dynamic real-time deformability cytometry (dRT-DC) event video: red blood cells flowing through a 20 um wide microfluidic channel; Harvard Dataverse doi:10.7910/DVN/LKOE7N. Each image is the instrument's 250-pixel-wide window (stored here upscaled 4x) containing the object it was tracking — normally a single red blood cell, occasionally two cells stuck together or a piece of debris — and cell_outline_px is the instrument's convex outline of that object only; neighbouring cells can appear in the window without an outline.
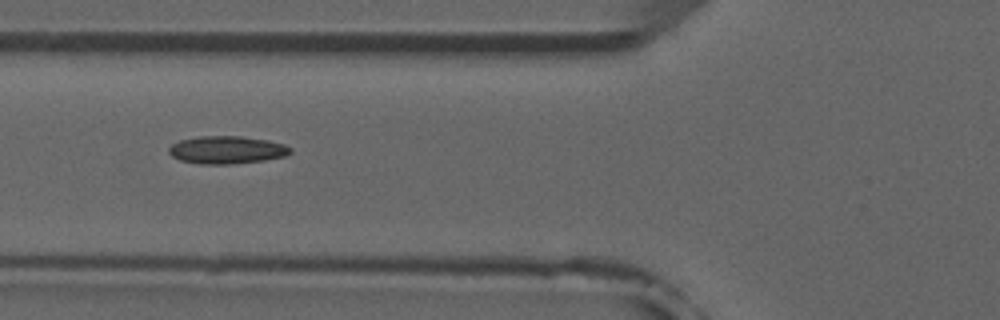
{"species": "common noctule bat (a hibernating species)", "species_latin": "Nyctalus noctula", "temperature_condition": "room temperature", "stored_images_in_passage": 4, "camera_frame_rate_fps": 3000, "um_per_image_px": 0.085, "animal": {"sex": "male", "forearm_length_mm": 52.5}, "frame": {"image": 1, "passage_image": 3, "time_ms": 2.333, "image_size_px": [1000, 320], "cell_outline_px": [[292, 152], [284, 156], [264, 160], [232, 164], [200, 164], [180, 160], [172, 156], [168, 152], [168, 148], [172, 144], [180, 140], [200, 136], [240, 136], [268, 140], [284, 144], [292, 148]], "centroid_in_image_um": [19.27, 12.74], "position_along_channel_um": 106.5, "area_um2": 19.65}}
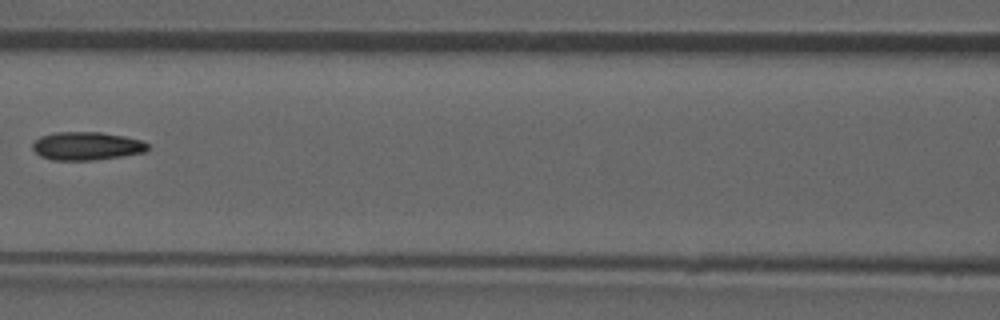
{"frame": {"image": 2, "passage_image": 4, "time_ms": 3.667, "image_size_px": [1000, 320], "cell_outline_px": [[148, 148], [144, 152], [120, 156], [92, 160], [52, 160], [40, 156], [32, 148], [32, 144], [40, 136], [56, 132], [100, 132], [124, 136], [140, 140], [148, 144]], "centroid_in_image_um": [7.33, 12.4], "position_along_channel_um": 159.3, "area_um2": 18.79}}